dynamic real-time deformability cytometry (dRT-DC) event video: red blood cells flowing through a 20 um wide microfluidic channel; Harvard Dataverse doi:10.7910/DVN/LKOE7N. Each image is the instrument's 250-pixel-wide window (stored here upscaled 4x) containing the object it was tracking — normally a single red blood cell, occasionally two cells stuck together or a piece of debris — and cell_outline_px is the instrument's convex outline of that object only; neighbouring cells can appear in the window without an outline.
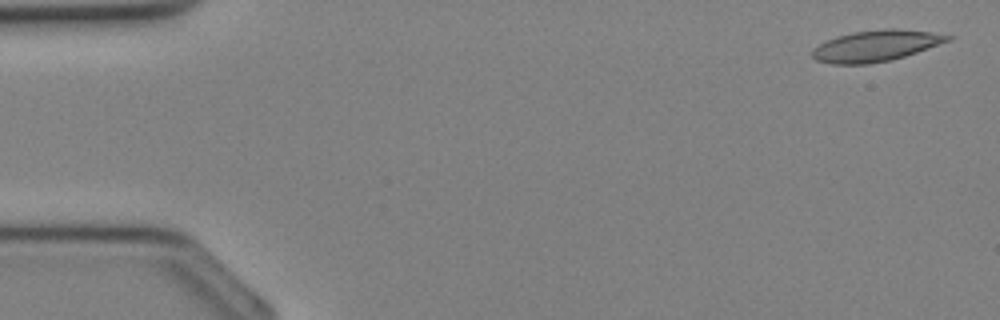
{"species": "Egyptian fruit bat (a non-hibernating species)", "species_latin": "Rousettus aegyptiacus", "temperature_condition": "cold", "stored_images_in_passage": 35, "segment_of_instrument_passage": [1, 2], "camera_frame_rate_fps": 3000, "um_per_image_px": 0.085, "animal": {"sex": "female"}, "frame": {"image": 1, "passage_image": 1, "time_ms": 0.0, "image_size_px": [1000, 320], "cell_outline_px": [[956, 36], [952, 40], [904, 56], [888, 60], [868, 64], [832, 64], [816, 60], [812, 56], [812, 48], [836, 36], [852, 32], [884, 28], [896, 28], [932, 32]], "centroid_in_image_um": [74.47, 3.88], "position_along_channel_um": 10.5, "area_um2": 24.62}}
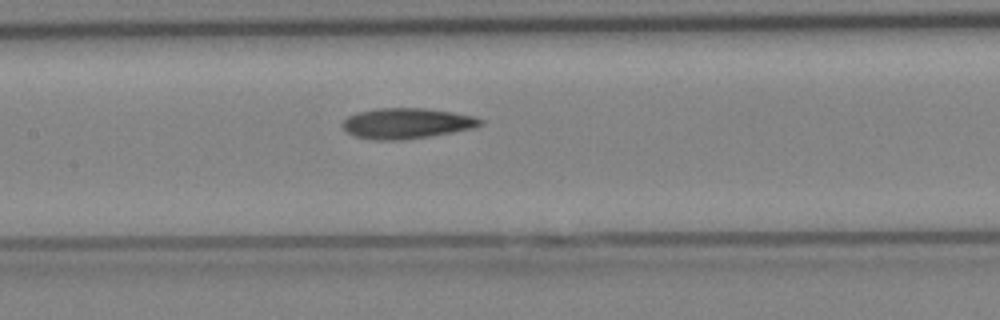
{"frame": {"image": 2, "passage_image": 16, "time_ms": 5.0, "image_size_px": [1000, 320], "cell_outline_px": [[484, 124], [472, 128], [432, 136], [400, 140], [376, 140], [356, 136], [348, 132], [344, 128], [344, 120], [348, 116], [360, 112], [376, 108], [424, 108], [452, 112], [476, 116], [484, 120]], "centroid_in_image_um": [34.63, 10.48], "position_along_channel_um": 172.8, "area_um2": 24.39}}
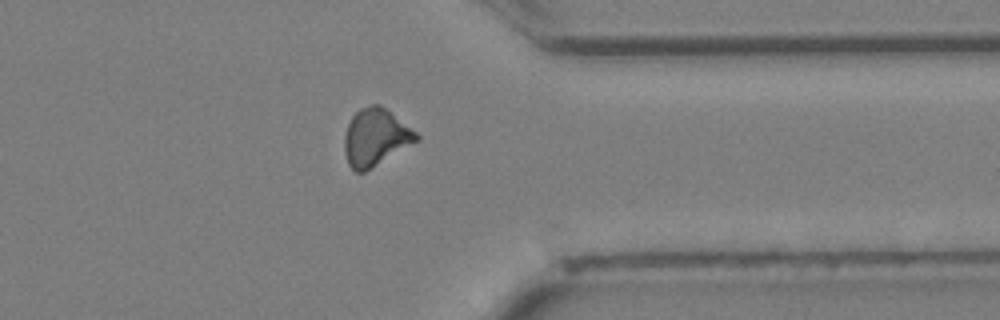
{"frame": {"image": 3, "passage_image": 27, "time_ms": 8.667, "image_size_px": [1000, 320], "cell_outline_px": [[420, 140], [372, 168], [364, 172], [356, 172], [348, 164], [344, 152], [344, 136], [348, 124], [352, 116], [360, 108], [372, 104], [380, 104], [416, 132], [420, 136]], "centroid_in_image_um": [31.91, 11.68], "position_along_channel_um": 379.5, "area_um2": 23.99}}